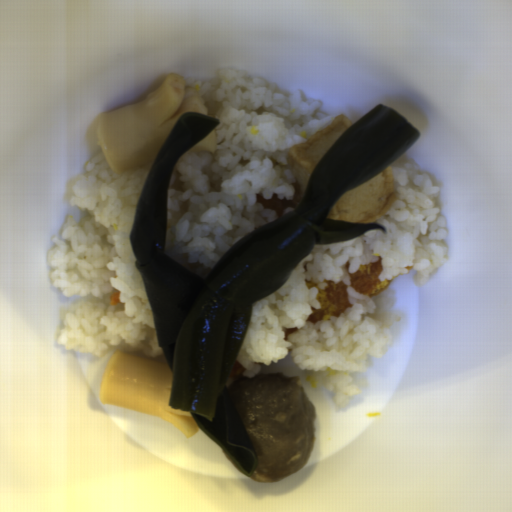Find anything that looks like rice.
Segmentation results:
<instances>
[{
	"instance_id": "4",
	"label": "rice",
	"mask_w": 512,
	"mask_h": 512,
	"mask_svg": "<svg viewBox=\"0 0 512 512\" xmlns=\"http://www.w3.org/2000/svg\"><path fill=\"white\" fill-rule=\"evenodd\" d=\"M295 209H296L295 207H286L285 209H283V214L281 215V217L292 212Z\"/></svg>"
},
{
	"instance_id": "1",
	"label": "rice",
	"mask_w": 512,
	"mask_h": 512,
	"mask_svg": "<svg viewBox=\"0 0 512 512\" xmlns=\"http://www.w3.org/2000/svg\"><path fill=\"white\" fill-rule=\"evenodd\" d=\"M390 165L399 197L374 222L386 232L372 230L342 243L315 244L275 292L252 303L236 357L245 368L242 376L256 378L262 365L278 364L289 355L311 386L331 392L336 410L346 409L350 398L362 394L356 376L370 367V357H385L401 316L394 289L388 286L375 297L356 293L351 274L380 259L381 280L391 282L414 270L412 283L419 288L448 259L446 218L437 202L441 187L411 158L400 156ZM326 279L346 283L352 306L337 318L313 325L306 318L312 306L320 308L318 290L304 282H317L324 289ZM291 327L298 331L286 341L285 329Z\"/></svg>"
},
{
	"instance_id": "2",
	"label": "rice",
	"mask_w": 512,
	"mask_h": 512,
	"mask_svg": "<svg viewBox=\"0 0 512 512\" xmlns=\"http://www.w3.org/2000/svg\"><path fill=\"white\" fill-rule=\"evenodd\" d=\"M218 119L215 153L187 150L167 189L165 254L208 277L223 254L253 231L280 218L258 196L289 200L295 194L289 150L337 117L301 91L224 68L212 81H183Z\"/></svg>"
},
{
	"instance_id": "3",
	"label": "rice",
	"mask_w": 512,
	"mask_h": 512,
	"mask_svg": "<svg viewBox=\"0 0 512 512\" xmlns=\"http://www.w3.org/2000/svg\"><path fill=\"white\" fill-rule=\"evenodd\" d=\"M156 158V157H155ZM116 174L103 150L86 164L70 203L86 213L67 216L48 249L53 288L75 296L63 310L58 345L102 357L126 352L170 369L160 348L130 234L144 182L155 161ZM120 293L121 304L109 296Z\"/></svg>"
}]
</instances>
